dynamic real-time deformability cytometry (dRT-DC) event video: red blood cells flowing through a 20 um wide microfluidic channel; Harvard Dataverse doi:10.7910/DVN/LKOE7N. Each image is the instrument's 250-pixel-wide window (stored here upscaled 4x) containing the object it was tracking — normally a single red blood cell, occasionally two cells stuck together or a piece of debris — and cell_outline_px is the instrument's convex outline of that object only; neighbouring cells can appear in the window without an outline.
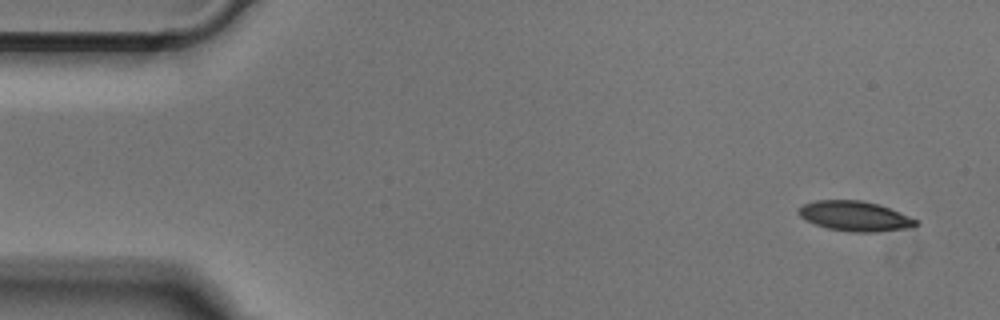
{"species": "Egyptian fruit bat (a non-hibernating species)", "species_latin": "Rousettus aegyptiacus", "temperature_condition": "cold", "stored_images_in_passage": 50, "camera_frame_rate_fps": 3000, "um_per_image_px": 0.085, "animal": {"sex": "male"}, "frame": {"image": 1, "passage_image": 2, "time_ms": 0.333, "image_size_px": [1000, 320], "cell_outline_px": [[920, 224], [912, 228], [876, 232], [852, 232], [828, 228], [816, 224], [800, 216], [800, 208], [804, 204], [816, 200], [860, 200], [880, 204], [920, 220]], "centroid_in_image_um": [72.78, 18.37], "position_along_channel_um": 12.2, "area_um2": 20.52}}
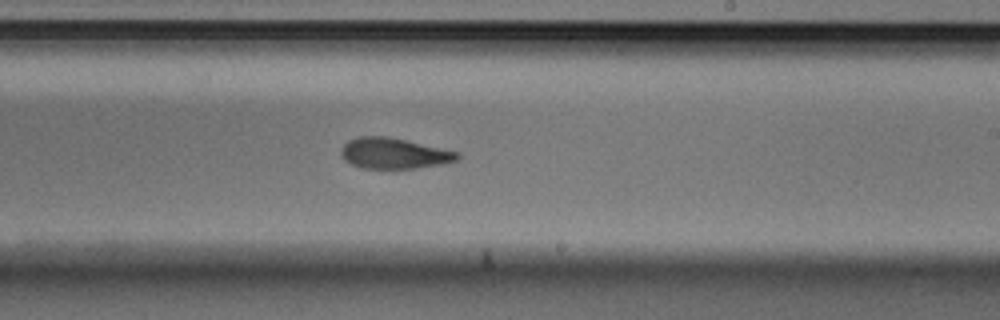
{"frame": {"image": 2, "passage_image": 29, "time_ms": 9.333, "image_size_px": [1000, 320], "cell_outline_px": [[460, 156], [456, 160], [440, 164], [416, 168], [360, 168], [344, 160], [340, 152], [340, 148], [348, 140], [360, 136], [384, 136], [404, 140], [460, 152]], "centroid_in_image_um": [33.44, 13.03], "position_along_channel_um": 255.6, "area_um2": 20.63}}
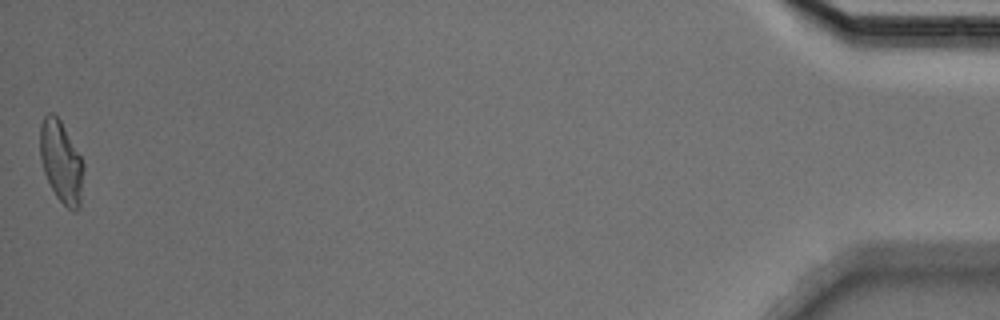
{"frame": {"image": 3, "passage_image": 50, "time_ms": 16.333, "image_size_px": [1000, 320], "cell_outline_px": [[84, 168], [80, 208], [76, 212], [72, 212], [56, 196], [44, 172], [40, 160], [40, 124], [44, 116], [48, 112], [52, 112], [60, 120], [80, 156], [84, 164]], "centroid_in_image_um": [5.2, 13.78], "position_along_channel_um": 430.0, "area_um2": 20.69}}